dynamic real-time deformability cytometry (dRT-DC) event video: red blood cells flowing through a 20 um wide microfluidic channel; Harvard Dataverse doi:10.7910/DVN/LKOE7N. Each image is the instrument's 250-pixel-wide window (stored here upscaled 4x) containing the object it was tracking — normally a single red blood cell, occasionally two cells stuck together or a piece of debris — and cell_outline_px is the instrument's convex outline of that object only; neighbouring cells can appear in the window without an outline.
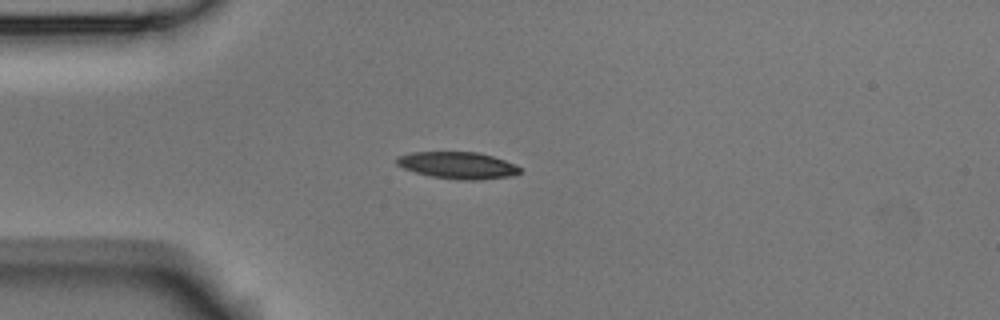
{"species": "Egyptian fruit bat (a non-hibernating species)", "species_latin": "Rousettus aegyptiacus", "temperature_condition": "room temperature", "stored_images_in_passage": 7, "camera_frame_rate_fps": 3000, "um_per_image_px": 0.085, "animal": {"sex": "male"}, "frame": {"image": 1, "passage_image": 2, "time_ms": 0.333, "image_size_px": [1000, 320], "cell_outline_px": [[520, 172], [512, 176], [480, 180], [460, 180], [432, 176], [416, 172], [404, 168], [396, 164], [396, 156], [412, 152], [476, 152], [492, 156], [504, 160], [520, 168]], "centroid_in_image_um": [38.88, 14.05], "position_along_channel_um": 46.1, "area_um2": 19.13}}
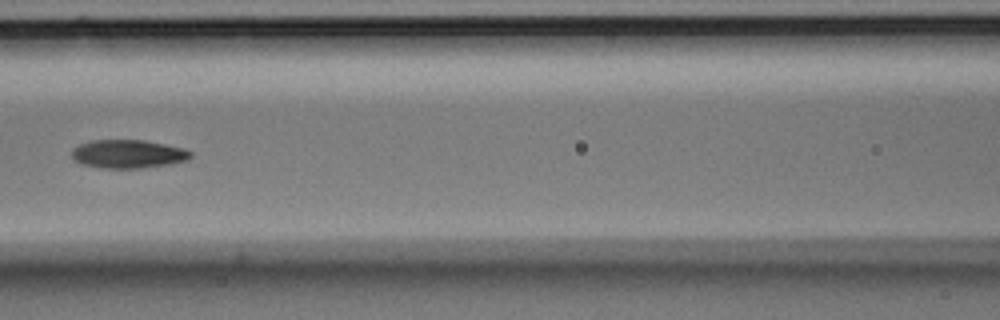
{"frame": {"image": 2, "passage_image": 5, "time_ms": 1.333, "image_size_px": [1000, 320], "cell_outline_px": [[192, 156], [188, 160], [168, 164], [140, 168], [100, 168], [80, 164], [72, 160], [72, 148], [80, 144], [92, 140], [144, 140], [184, 148], [192, 152]], "centroid_in_image_um": [10.86, 13.09], "position_along_channel_um": 155.7, "area_um2": 19.83}}
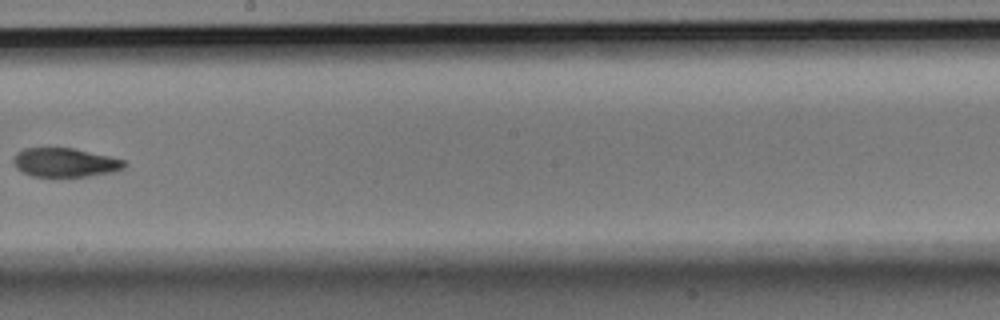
{"frame": {"image": 3, "passage_image": 7, "time_ms": 2.0, "image_size_px": [1000, 320], "cell_outline_px": [[128, 164], [124, 168], [112, 172], [88, 176], [52, 180], [32, 176], [16, 168], [12, 160], [16, 152], [24, 148], [72, 148], [108, 156], [124, 160]], "centroid_in_image_um": [5.48, 13.86], "position_along_channel_um": 242.7, "area_um2": 19.36}}